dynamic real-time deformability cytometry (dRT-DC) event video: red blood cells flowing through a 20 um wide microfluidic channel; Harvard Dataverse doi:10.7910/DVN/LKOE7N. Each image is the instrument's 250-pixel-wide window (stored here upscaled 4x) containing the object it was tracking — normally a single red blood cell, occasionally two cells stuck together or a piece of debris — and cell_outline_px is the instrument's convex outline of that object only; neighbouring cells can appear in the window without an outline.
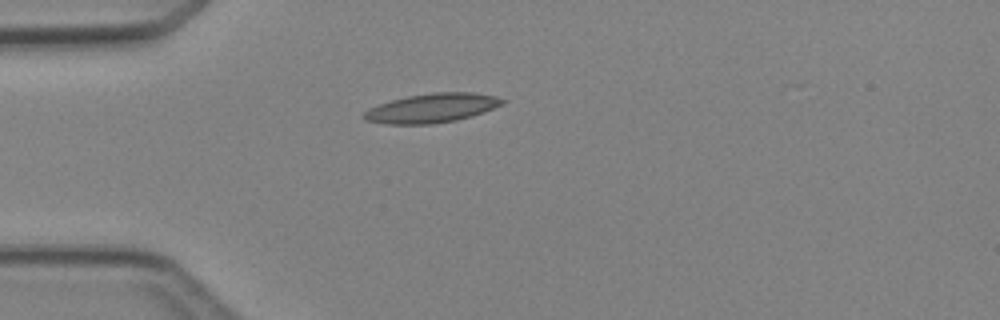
{"species": "Egyptian fruit bat (a non-hibernating species)", "species_latin": "Rousettus aegyptiacus", "temperature_condition": "cold", "stored_images_in_passage": 5, "camera_frame_rate_fps": 3000, "um_per_image_px": 0.085, "animal": {"sex": "female"}, "frame": {"image": 1, "passage_image": 5, "time_ms": 4.667, "image_size_px": [1000, 320], "cell_outline_px": [[508, 100], [504, 104], [484, 112], [472, 116], [456, 120], [432, 124], [384, 124], [364, 120], [360, 116], [368, 108], [392, 100], [408, 96], [432, 92], [472, 92], [496, 96]], "centroid_in_image_um": [36.72, 9.19], "position_along_channel_um": 48.3, "area_um2": 23.76}}